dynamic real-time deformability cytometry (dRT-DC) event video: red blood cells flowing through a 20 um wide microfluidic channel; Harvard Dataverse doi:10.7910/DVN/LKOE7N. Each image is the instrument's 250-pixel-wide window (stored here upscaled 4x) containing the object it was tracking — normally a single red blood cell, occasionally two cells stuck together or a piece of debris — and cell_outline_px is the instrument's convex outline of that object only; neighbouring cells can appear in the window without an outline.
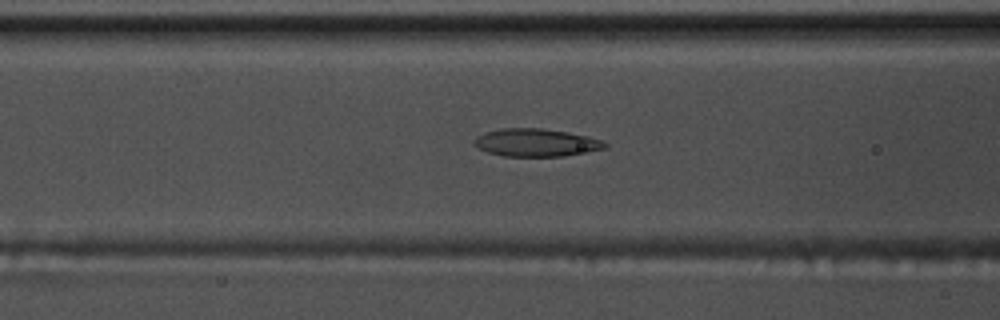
{"species": "common noctule bat (a hibernating species)", "species_latin": "Nyctalus noctula", "temperature_condition": "warm", "stored_images_in_passage": 54, "camera_frame_rate_fps": 3000, "um_per_image_px": 0.085, "animal": {"sex": "male", "body_mass_g": 17.5, "forearm_length_mm": 52.3}, "frame": {"image": 1, "passage_image": 22, "time_ms": 7.0, "image_size_px": [1000, 320], "cell_outline_px": [[608, 144], [604, 148], [588, 152], [564, 156], [504, 156], [488, 152], [472, 144], [472, 140], [476, 136], [500, 128], [540, 128], [568, 132], [588, 136], [600, 140]], "centroid_in_image_um": [45.55, 12.12], "position_along_channel_um": 121.1, "area_um2": 21.1}}
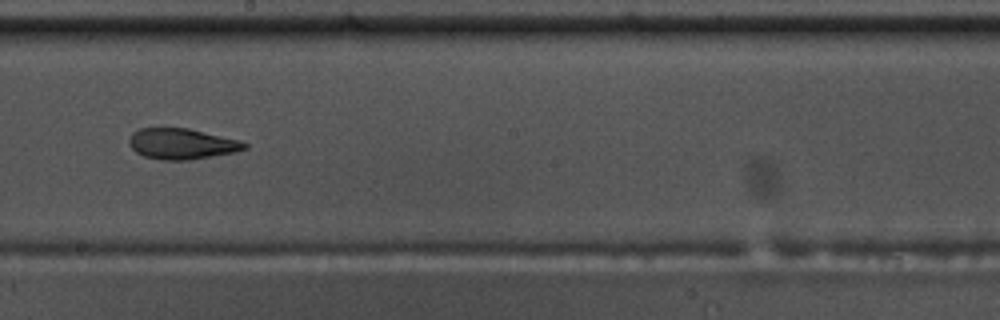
{"frame": {"image": 2, "passage_image": 31, "time_ms": 10.0, "image_size_px": [1000, 320], "cell_outline_px": [[248, 148], [236, 152], [188, 160], [160, 160], [144, 156], [136, 152], [128, 144], [128, 140], [132, 132], [140, 128], [188, 128], [240, 140], [248, 144]], "centroid_in_image_um": [15.45, 12.22], "position_along_channel_um": 232.8, "area_um2": 20.81}}
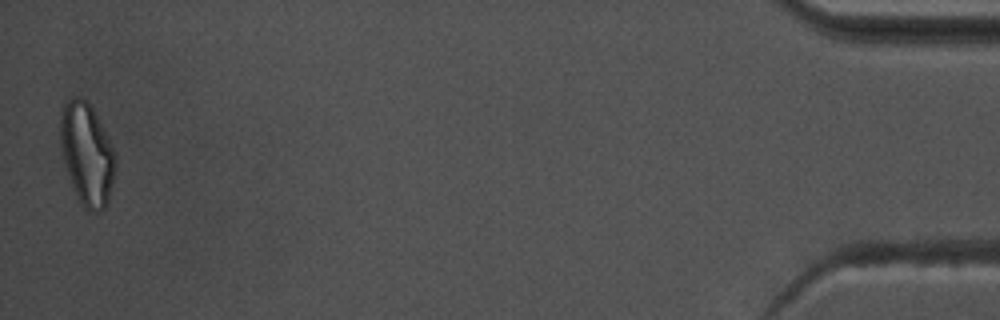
{"frame": {"image": 3, "passage_image": 54, "time_ms": 17.667, "image_size_px": [1000, 320], "cell_outline_px": [[116, 168], [108, 204], [100, 212], [88, 212], [80, 204], [64, 164], [60, 144], [60, 116], [64, 104], [68, 100], [76, 96], [80, 96], [92, 108], [116, 152]], "centroid_in_image_um": [7.4, 13.14], "position_along_channel_um": 427.8, "area_um2": 32.95}, "authors_computed_cell_mechanics": {"area_um2": 22.0218, "velocity_mm_per_s": 3.7405, "shape_relaxation_time_tau1_ms": 10.0212, "shape_relaxation_time_tau2_ms": 1.9483, "deformation_change_tau1": 0.2592, "deformation_change_tau2": 0.0929}}